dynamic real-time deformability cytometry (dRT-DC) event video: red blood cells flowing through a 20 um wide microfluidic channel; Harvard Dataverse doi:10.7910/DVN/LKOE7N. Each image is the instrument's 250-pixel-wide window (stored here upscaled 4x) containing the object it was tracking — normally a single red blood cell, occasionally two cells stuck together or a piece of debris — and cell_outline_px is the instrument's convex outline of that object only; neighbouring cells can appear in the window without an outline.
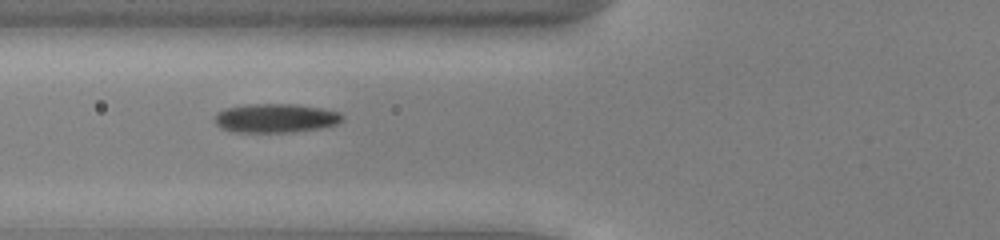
{"species": "common noctule bat (a hibernating species)", "species_latin": "Nyctalus noctula", "temperature_condition": "cold", "stored_images_in_passage": 15, "camera_frame_rate_fps": 3000, "um_per_image_px": 0.085, "animal": {"sex": "male", "body_mass_g": 13.0, "forearm_length_mm": 53.1}, "frame": {"image": 1, "passage_image": 3, "time_ms": 0.667, "image_size_px": [1000, 240], "cell_outline_px": [[344, 120], [336, 124], [320, 128], [292, 132], [236, 132], [220, 128], [216, 124], [216, 112], [224, 108], [252, 104], [296, 104], [320, 108], [340, 112], [344, 116]], "centroid_in_image_um": [23.44, 10.04], "position_along_channel_um": 102.4, "area_um2": 21.56}}
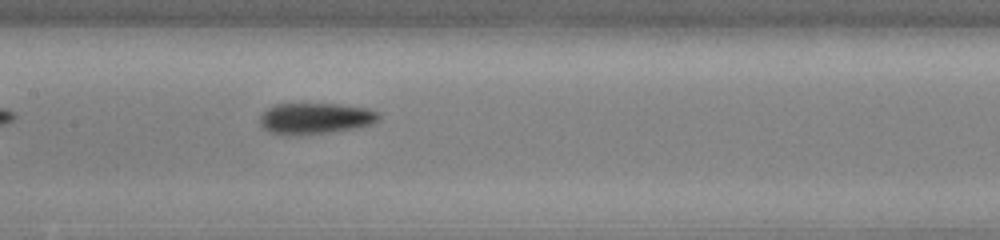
{"frame": {"image": 2, "passage_image": 9, "time_ms": 2.667, "image_size_px": [1000, 240], "cell_outline_px": [[380, 120], [372, 124], [360, 128], [328, 132], [284, 136], [268, 132], [260, 124], [260, 116], [268, 108], [276, 104], [340, 104], [368, 108], [376, 112], [380, 116]], "centroid_in_image_um": [26.81, 10.07], "position_along_channel_um": 180.6, "area_um2": 21.73}}
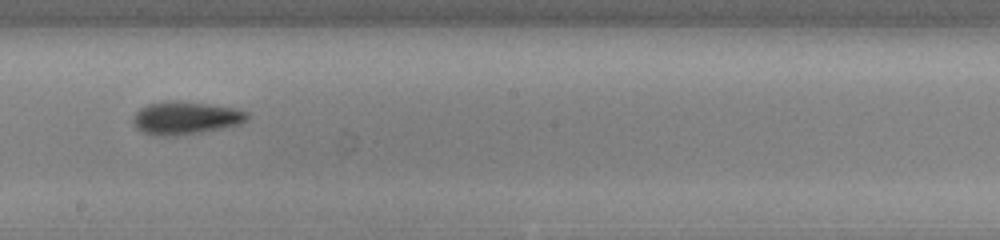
{"frame": {"image": 3, "passage_image": 13, "time_ms": 4.0, "image_size_px": [1000, 240], "cell_outline_px": [[248, 120], [240, 124], [200, 132], [176, 136], [156, 136], [144, 132], [136, 128], [132, 124], [132, 116], [140, 108], [148, 104], [160, 100], [176, 100], [208, 104], [236, 108], [248, 112]], "centroid_in_image_um": [15.73, 10.01], "position_along_channel_um": 232.5, "area_um2": 22.14}}